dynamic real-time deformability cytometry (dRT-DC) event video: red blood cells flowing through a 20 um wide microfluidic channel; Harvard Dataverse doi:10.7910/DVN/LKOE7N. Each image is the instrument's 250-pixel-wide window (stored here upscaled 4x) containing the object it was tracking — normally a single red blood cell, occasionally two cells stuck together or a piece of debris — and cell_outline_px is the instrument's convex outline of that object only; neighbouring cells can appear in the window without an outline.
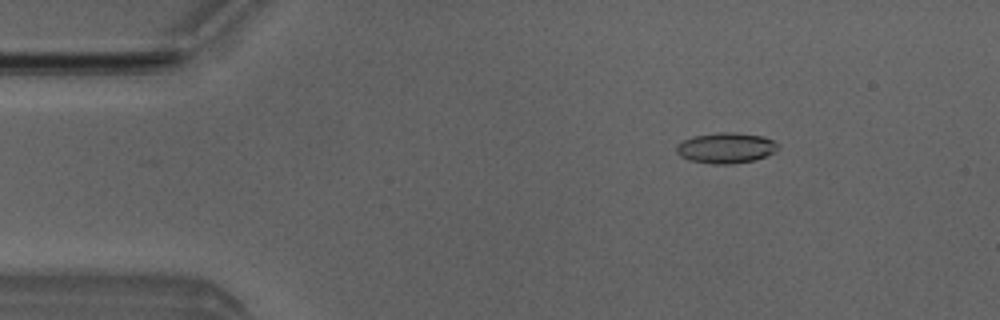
{"species": "Egyptian fruit bat (a non-hibernating species)", "species_latin": "Rousettus aegyptiacus", "temperature_condition": "room temperature", "stored_images_in_passage": 4, "camera_frame_rate_fps": 3000, "um_per_image_px": 0.085, "animal": {"sex": "male"}, "frame": {"image": 1, "passage_image": 2, "time_ms": 1.0, "image_size_px": [1000, 320], "cell_outline_px": [[780, 144], [772, 152], [756, 160], [732, 164], [712, 164], [688, 160], [680, 156], [676, 152], [676, 144], [692, 136], [716, 132], [736, 132], [764, 136]], "centroid_in_image_um": [61.66, 12.56], "position_along_channel_um": 23.3, "area_um2": 18.26}}